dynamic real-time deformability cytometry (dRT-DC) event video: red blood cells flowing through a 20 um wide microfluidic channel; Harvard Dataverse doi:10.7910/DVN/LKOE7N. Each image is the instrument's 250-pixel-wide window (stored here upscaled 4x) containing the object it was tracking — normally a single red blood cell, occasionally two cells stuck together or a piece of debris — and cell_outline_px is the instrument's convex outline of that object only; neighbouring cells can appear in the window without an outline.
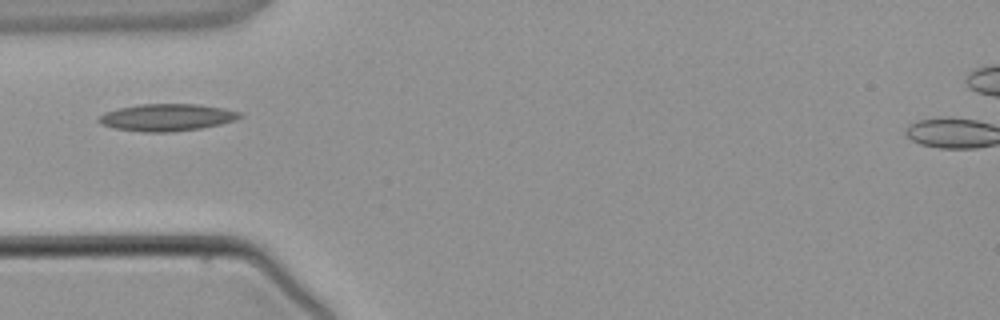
{"species": "common noctule bat (a hibernating species)", "species_latin": "Nyctalus noctula", "temperature_condition": "warm", "stored_images_in_passage": 5, "camera_frame_rate_fps": 3000, "um_per_image_px": 0.085, "animal": {"sex": "male", "body_mass_g": 21.5, "forearm_length_mm": 52.0}, "frame": {"image": 1, "passage_image": 4, "time_ms": 3.667, "image_size_px": [1000, 320], "cell_outline_px": [[240, 116], [236, 120], [220, 124], [200, 128], [172, 132], [144, 132], [112, 128], [100, 124], [96, 120], [104, 112], [116, 108], [140, 104], [196, 104], [224, 108], [240, 112]], "centroid_in_image_um": [14.12, 9.98], "position_along_channel_um": 70.9, "area_um2": 22.37}}
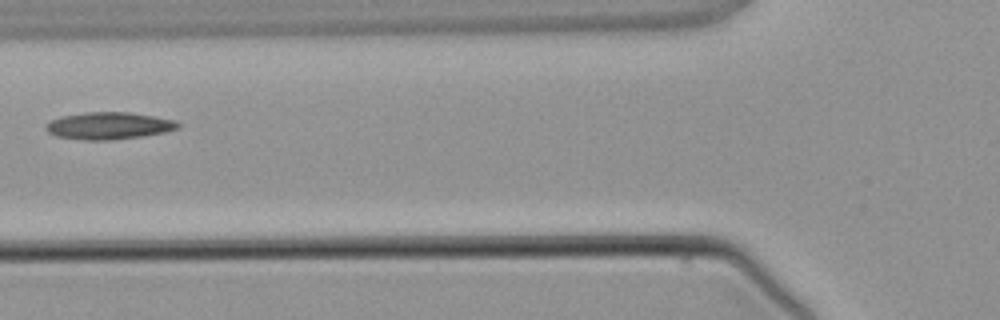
{"frame": {"image": 2, "passage_image": 5, "time_ms": 4.667, "image_size_px": [1000, 320], "cell_outline_px": [[180, 128], [164, 132], [140, 136], [112, 140], [84, 140], [56, 136], [48, 132], [44, 128], [44, 124], [52, 120], [64, 116], [84, 112], [128, 112], [152, 116], [172, 120], [180, 124]], "centroid_in_image_um": [9.21, 10.69], "position_along_channel_um": 116.6, "area_um2": 20.69}}